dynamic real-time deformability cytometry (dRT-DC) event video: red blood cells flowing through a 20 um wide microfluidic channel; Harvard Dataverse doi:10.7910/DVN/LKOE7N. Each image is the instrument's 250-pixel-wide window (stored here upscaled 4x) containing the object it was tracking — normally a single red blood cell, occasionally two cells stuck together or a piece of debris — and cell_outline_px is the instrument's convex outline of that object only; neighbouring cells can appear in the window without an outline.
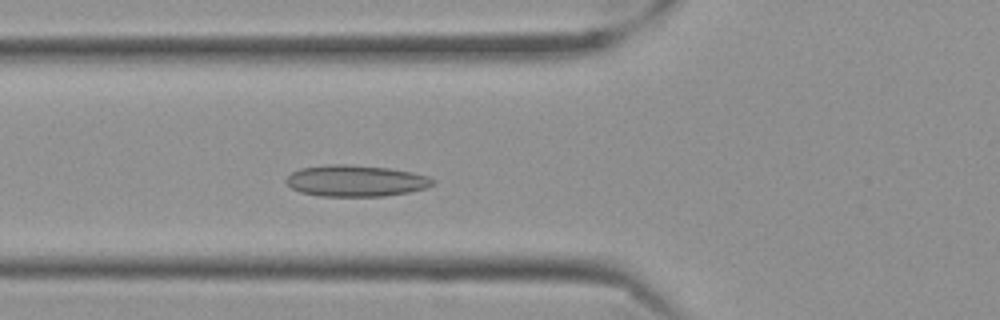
{"species": "Egyptian fruit bat (a non-hibernating species)", "species_latin": "Rousettus aegyptiacus", "temperature_condition": "cold", "stored_images_in_passage": 46, "camera_frame_rate_fps": 3000, "um_per_image_px": 0.085, "frame": {"image": 1, "passage_image": 14, "time_ms": 4.333, "image_size_px": [1000, 320], "cell_outline_px": [[436, 180], [432, 184], [424, 188], [408, 192], [384, 196], [320, 196], [300, 192], [292, 188], [284, 180], [292, 172], [300, 168], [328, 164], [344, 164], [388, 168], [412, 172], [428, 176]], "centroid_in_image_um": [30.21, 15.36], "position_along_channel_um": 95.6, "area_um2": 26.7}}
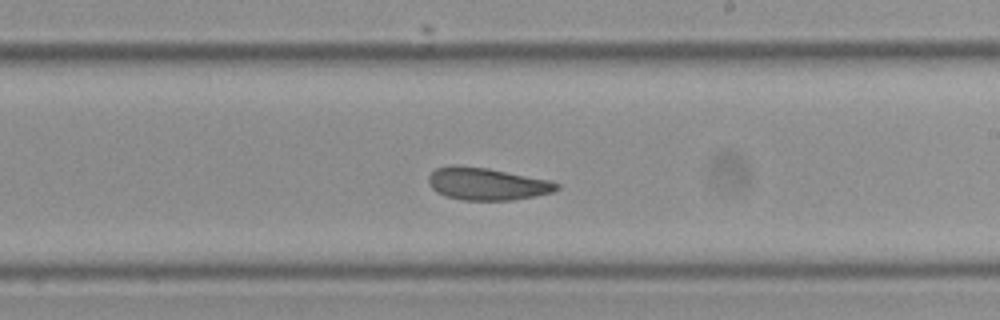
{"frame": {"image": 2, "passage_image": 27, "time_ms": 8.667, "image_size_px": [1000, 320], "cell_outline_px": [[560, 188], [552, 192], [536, 196], [512, 200], [460, 200], [444, 196], [436, 192], [428, 184], [428, 176], [436, 168], [488, 168], [548, 180], [560, 184]], "centroid_in_image_um": [41.42, 15.68], "position_along_channel_um": 247.6, "area_um2": 23.58}}
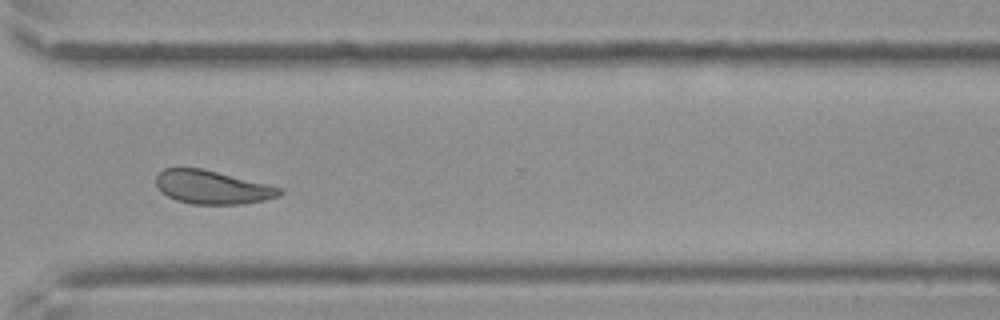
{"frame": {"image": 3, "passage_image": 36, "time_ms": 11.667, "image_size_px": [1000, 320], "cell_outline_px": [[284, 192], [280, 196], [264, 200], [240, 204], [192, 204], [176, 200], [160, 192], [156, 184], [156, 176], [164, 168], [200, 168], [280, 188]], "centroid_in_image_um": [17.99, 15.93], "position_along_channel_um": 352.6, "area_um2": 23.7}, "authors_computed_cell_mechanics": {"area_um2": 24.9985, "velocity_mm_per_s": 3.4952, "shape_relaxation_time_tau1_ms": null, "shape_relaxation_time_tau2_ms": 2.2106, "deformation_change_tau1": null, "deformation_change_tau2": 0.0721}}